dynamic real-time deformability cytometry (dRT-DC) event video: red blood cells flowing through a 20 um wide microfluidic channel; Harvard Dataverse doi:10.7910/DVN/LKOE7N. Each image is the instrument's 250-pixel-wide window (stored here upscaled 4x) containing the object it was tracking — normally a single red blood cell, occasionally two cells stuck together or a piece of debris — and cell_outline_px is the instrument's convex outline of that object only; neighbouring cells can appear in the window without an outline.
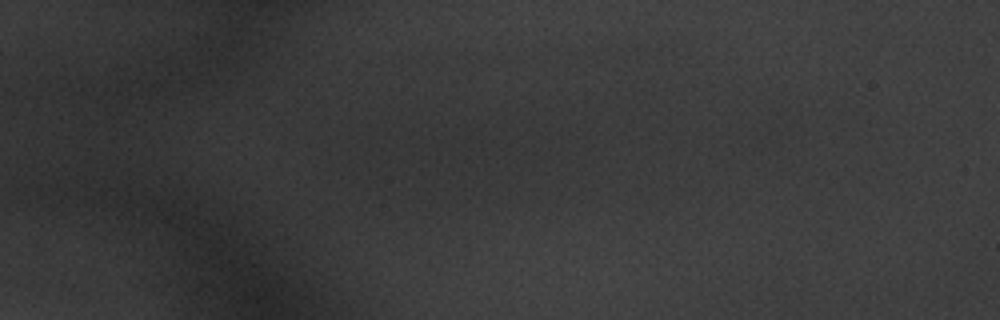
{"species": "common noctule bat (a hibernating species)", "species_latin": "Nyctalus noctula", "temperature_condition": "warm", "stored_images_in_passage": 10, "segment_of_instrument_passage": [2, 2], "camera_frame_rate_fps": 3000, "um_per_image_px": 0.085, "animal": {"sex": "male", "body_mass_g": 20.1, "forearm_length_mm": 53.5}, "frame": {"image": 1, "passage_image": 10, "time_ms": 3.0, "image_size_px": [1000, 320], "cell_outline_px": [[524, 148], [496, 156], [460, 156], [460, 140], [464, 128], [504, 128], [524, 140]], "centroid_in_image_um": [41.55, 12.08], "position_along_channel_um": 43.4, "area_um2": 11.1}}